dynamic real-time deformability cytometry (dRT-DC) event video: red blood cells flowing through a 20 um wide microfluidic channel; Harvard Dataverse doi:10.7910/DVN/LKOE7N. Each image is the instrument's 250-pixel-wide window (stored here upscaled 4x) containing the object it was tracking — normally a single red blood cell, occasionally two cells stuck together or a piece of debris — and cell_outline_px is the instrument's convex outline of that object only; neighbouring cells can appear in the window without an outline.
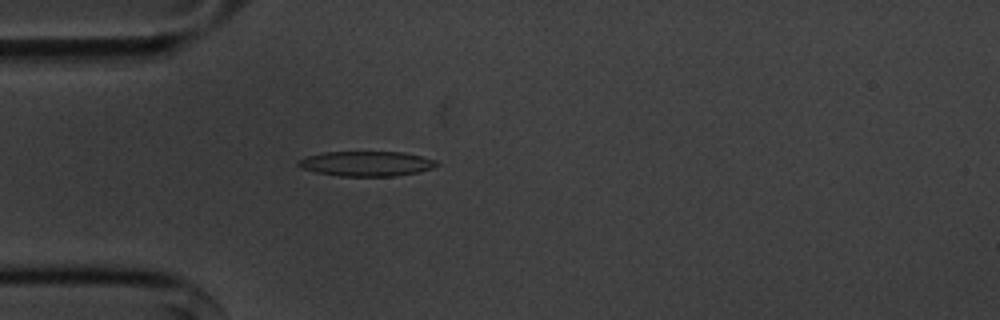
{"species": "common noctule bat (a hibernating species)", "species_latin": "Nyctalus noctula", "temperature_condition": "cold", "stored_images_in_passage": 39, "camera_frame_rate_fps": 3000, "um_per_image_px": 0.085, "animal": {"sex": "male", "body_mass_g": 20.1, "forearm_length_mm": 53.5}, "frame": {"image": 1, "passage_image": 7, "time_ms": 2.0, "image_size_px": [1000, 320], "cell_outline_px": [[440, 164], [432, 168], [420, 172], [392, 176], [340, 176], [316, 172], [304, 168], [296, 164], [300, 160], [308, 156], [324, 152], [404, 152], [436, 160]], "centroid_in_image_um": [31.19, 13.91], "position_along_channel_um": 53.8, "area_um2": 19.94}}
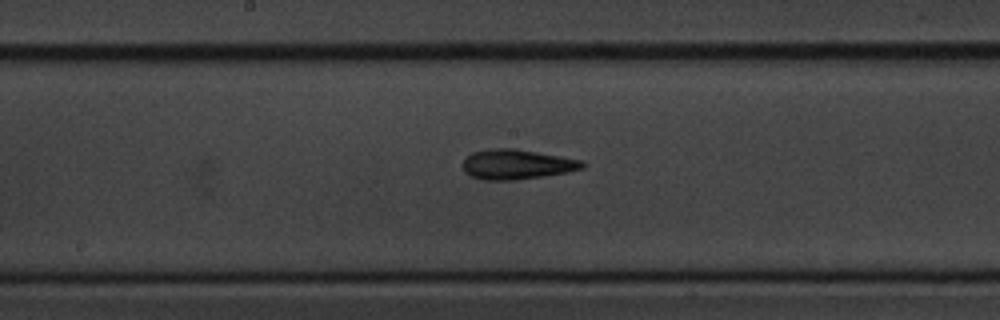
{"frame": {"image": 2, "passage_image": 20, "time_ms": 6.333, "image_size_px": [1000, 320], "cell_outline_px": [[588, 164], [584, 168], [568, 172], [544, 176], [512, 180], [484, 180], [472, 176], [464, 172], [464, 160], [472, 152], [492, 148], [516, 148], [584, 160]], "centroid_in_image_um": [43.99, 13.96], "position_along_channel_um": 204.2, "area_um2": 20.98}}
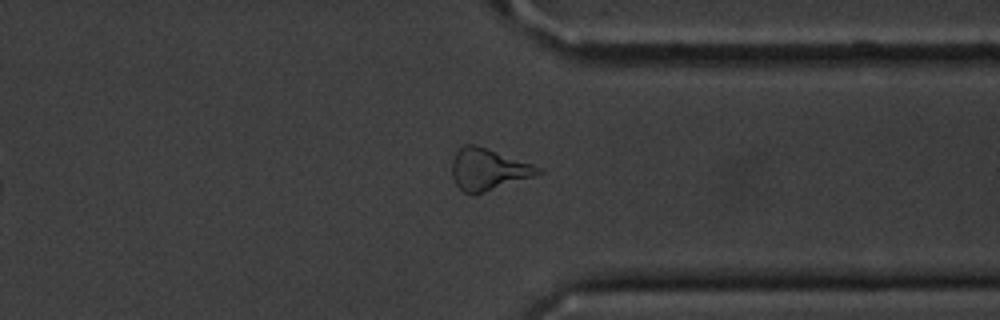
{"frame": {"image": 3, "passage_image": 34, "time_ms": 11.0, "image_size_px": [1000, 320], "cell_outline_px": [[544, 172], [532, 176], [480, 192], [464, 192], [456, 184], [452, 176], [452, 160], [456, 152], [464, 144], [472, 144], [544, 168]], "centroid_in_image_um": [41.47, 14.37], "position_along_channel_um": 369.9, "area_um2": 19.94}, "authors_computed_cell_mechanics": {"area_um2": 19.7098, "velocity_mm_per_s": 3.5934, "shape_relaxation_time_tau1_ms": 5.1958, "shape_relaxation_time_tau2_ms": 10.184, "deformation_change_tau1": 0.1577, "deformation_change_tau2": 0.2698}}